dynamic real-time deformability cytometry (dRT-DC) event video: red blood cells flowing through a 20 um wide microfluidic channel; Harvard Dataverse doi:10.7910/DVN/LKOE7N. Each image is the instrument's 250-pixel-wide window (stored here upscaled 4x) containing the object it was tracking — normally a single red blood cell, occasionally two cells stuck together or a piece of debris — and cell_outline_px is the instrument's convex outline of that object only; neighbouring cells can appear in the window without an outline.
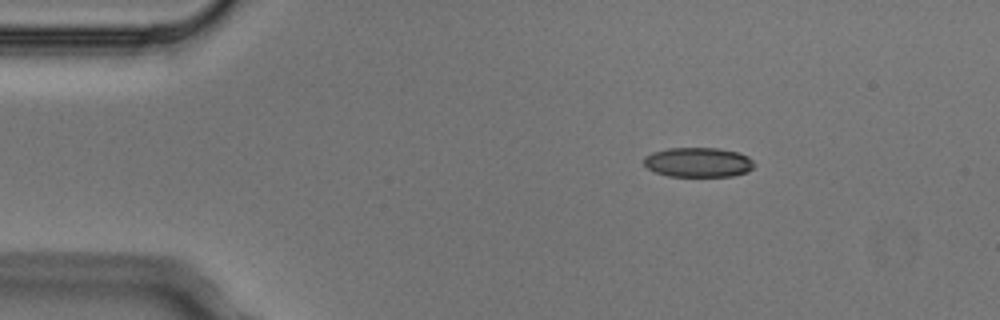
{"species": "Egyptian fruit bat (a non-hibernating species)", "species_latin": "Rousettus aegyptiacus", "temperature_condition": "cold", "stored_images_in_passage": 6, "camera_frame_rate_fps": 3000, "um_per_image_px": 0.085, "animal": {"sex": "male"}, "frame": {"image": 1, "passage_image": 3, "time_ms": 0.667, "image_size_px": [1000, 320], "cell_outline_px": [[756, 164], [748, 172], [732, 176], [668, 176], [656, 172], [648, 168], [644, 164], [644, 156], [652, 152], [668, 148], [716, 148], [736, 152], [748, 156]], "centroid_in_image_um": [59.35, 13.79], "position_along_channel_um": 25.7, "area_um2": 19.07}}